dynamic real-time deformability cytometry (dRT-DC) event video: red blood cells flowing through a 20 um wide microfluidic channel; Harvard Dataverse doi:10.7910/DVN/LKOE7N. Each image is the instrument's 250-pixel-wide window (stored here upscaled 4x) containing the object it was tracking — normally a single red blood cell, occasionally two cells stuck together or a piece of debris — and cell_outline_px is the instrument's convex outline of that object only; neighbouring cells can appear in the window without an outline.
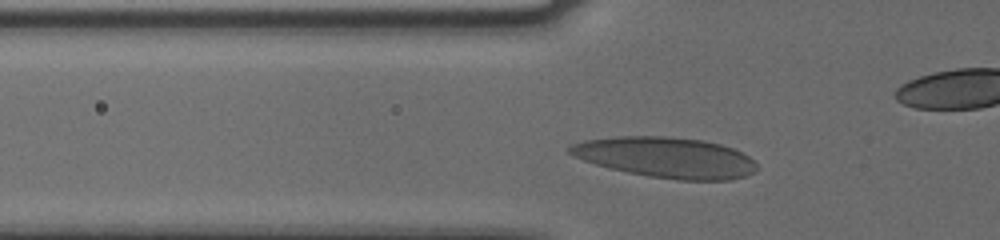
{"species": "human", "species_latin": "Homo sapiens", "temperature_condition": "cold", "stored_images_in_passage": 30, "camera_frame_rate_fps": 3000, "um_per_image_px": 0.085, "donor": {"sex": "male"}, "frame": {"image": 1, "passage_image": 3, "time_ms": 0.667, "image_size_px": [1000, 240], "cell_outline_px": [[756, 168], [752, 172], [744, 176], [732, 180], [676, 180], [648, 176], [608, 168], [572, 156], [568, 152], [568, 148], [572, 144], [584, 140], [616, 136], [668, 136], [704, 140], [720, 144], [732, 148], [748, 156], [756, 164]], "centroid_in_image_um": [56.57, 13.38], "position_along_channel_um": 69.2, "area_um2": 44.22}}
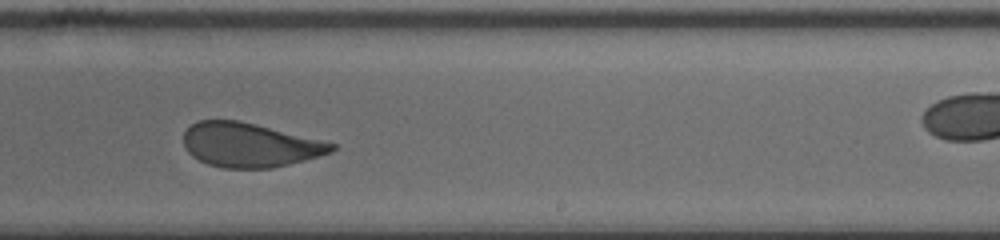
{"frame": {"image": 2, "passage_image": 19, "time_ms": 6.0, "image_size_px": [1000, 240], "cell_outline_px": [[336, 148], [332, 152], [304, 160], [272, 168], [224, 168], [208, 164], [192, 156], [184, 148], [184, 132], [192, 124], [200, 120], [240, 120], [336, 144]], "centroid_in_image_um": [21.19, 12.32], "position_along_channel_um": 267.8, "area_um2": 37.86}}
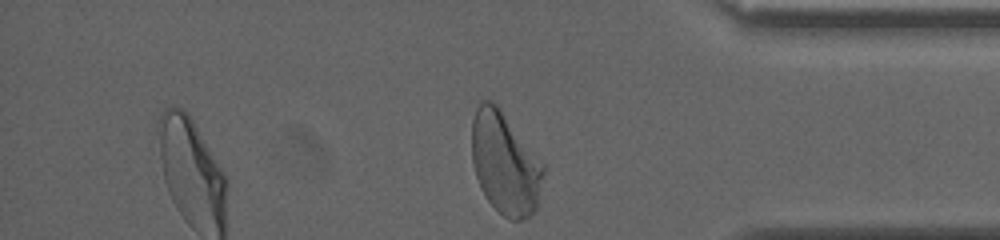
{"frame": {"image": 3, "passage_image": 30, "time_ms": 9.667, "image_size_px": [1000, 240], "cell_outline_px": [[544, 176], [536, 208], [528, 216], [520, 220], [512, 220], [504, 216], [488, 200], [480, 188], [472, 164], [472, 120], [476, 108], [480, 100], [492, 100], [500, 108], [544, 164]], "centroid_in_image_um": [42.91, 13.86], "position_along_channel_um": 392.3, "area_um2": 42.48}, "authors_computed_cell_mechanics": {"area_um2": 39.8242, "velocity_mm_per_s": 3.7665, "shape_relaxation_time_tau1_ms": 6.2818, "shape_relaxation_time_tau2_ms": 1.2869, "deformation_change_tau1": 0.1855, "deformation_change_tau2": 0.0844}}